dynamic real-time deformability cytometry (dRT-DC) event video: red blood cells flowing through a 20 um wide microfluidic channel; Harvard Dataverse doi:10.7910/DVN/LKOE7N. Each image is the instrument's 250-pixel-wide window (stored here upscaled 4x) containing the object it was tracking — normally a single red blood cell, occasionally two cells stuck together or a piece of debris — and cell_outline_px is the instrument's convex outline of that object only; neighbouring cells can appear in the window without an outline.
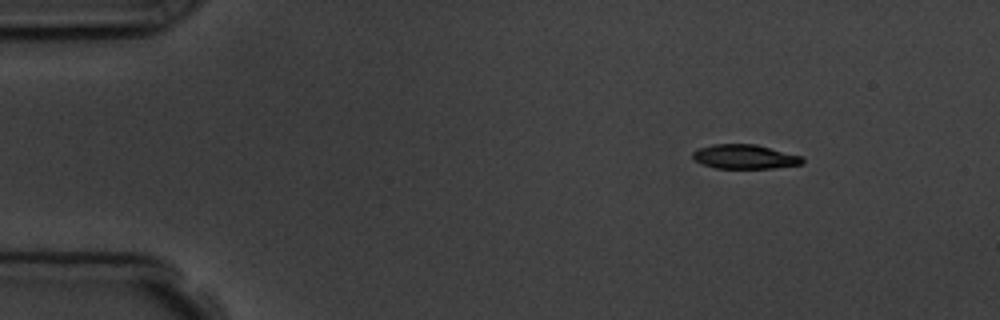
{"species": "common noctule bat (a hibernating species)", "species_latin": "Nyctalus noctula", "temperature_condition": "room temperature", "stored_images_in_passage": 3, "camera_frame_rate_fps": 3000, "um_per_image_px": 0.085, "animal": {"sex": "male", "body_mass_g": 19.5, "forearm_length_mm": 54.6}, "frame": {"image": 1, "passage_image": 1, "time_ms": 0.0, "image_size_px": [1000, 320], "cell_outline_px": [[804, 164], [772, 168], [716, 168], [700, 164], [692, 156], [692, 152], [696, 148], [712, 144], [756, 144], [800, 156], [804, 160]], "centroid_in_image_um": [63.25, 13.32], "position_along_channel_um": 21.7, "area_um2": 15.55}}
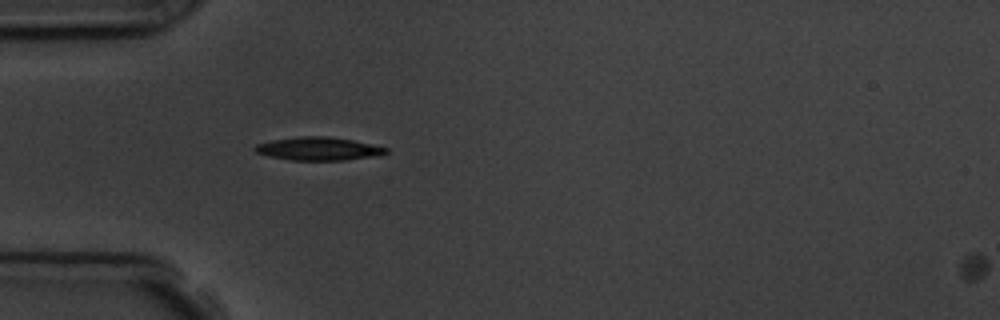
{"frame": {"image": 2, "passage_image": 3, "time_ms": 3.0, "image_size_px": [1000, 320], "cell_outline_px": [[388, 152], [384, 156], [344, 160], [292, 160], [268, 156], [256, 152], [252, 148], [256, 144], [272, 140], [300, 136], [328, 136], [352, 140], [388, 148]], "centroid_in_image_um": [27.1, 12.65], "position_along_channel_um": 57.9, "area_um2": 17.86}}